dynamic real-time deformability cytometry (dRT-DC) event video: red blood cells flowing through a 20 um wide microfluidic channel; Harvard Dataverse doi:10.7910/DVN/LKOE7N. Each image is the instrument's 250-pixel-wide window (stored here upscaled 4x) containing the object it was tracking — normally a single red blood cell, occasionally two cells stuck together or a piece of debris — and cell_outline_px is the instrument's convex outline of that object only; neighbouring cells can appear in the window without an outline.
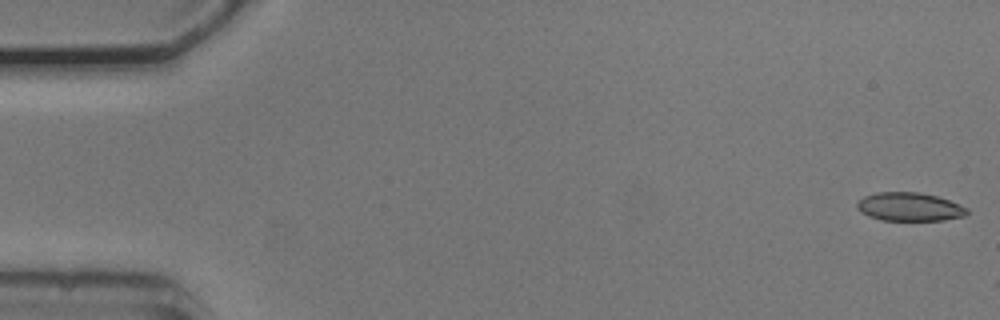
{"species": "common noctule bat (a hibernating species)", "species_latin": "Nyctalus noctula", "temperature_condition": "cold", "stored_images_in_passage": 2, "camera_frame_rate_fps": 3000, "um_per_image_px": 0.085, "animal": {"sex": "male", "body_mass_g": 20.5, "forearm_length_mm": 52.5}, "frame": {"image": 1, "passage_image": 1, "time_ms": 0.0, "image_size_px": [1000, 320], "cell_outline_px": [[968, 212], [964, 216], [944, 220], [880, 220], [868, 216], [860, 212], [856, 208], [856, 204], [864, 196], [876, 192], [920, 192], [936, 196], [948, 200], [968, 208]], "centroid_in_image_um": [77.27, 17.58], "position_along_channel_um": 7.7, "area_um2": 18.26}}